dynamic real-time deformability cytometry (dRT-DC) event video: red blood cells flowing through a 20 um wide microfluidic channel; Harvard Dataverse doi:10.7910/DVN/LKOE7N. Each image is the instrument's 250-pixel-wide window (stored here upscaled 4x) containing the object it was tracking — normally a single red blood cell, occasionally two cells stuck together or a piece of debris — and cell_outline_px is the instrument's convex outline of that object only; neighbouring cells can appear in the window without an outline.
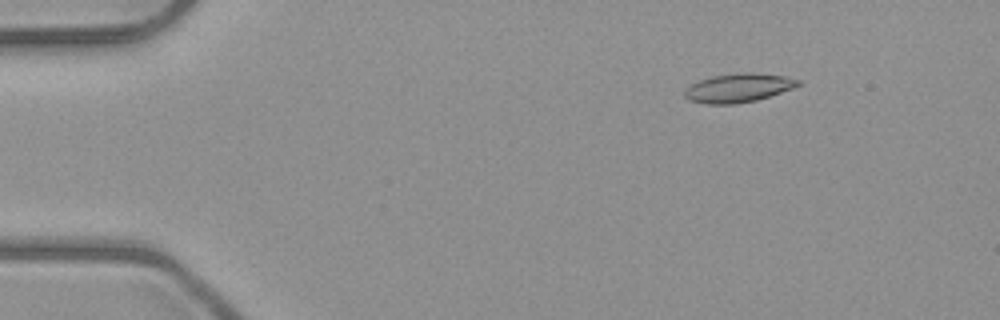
{"species": "common noctule bat (a hibernating species)", "species_latin": "Nyctalus noctula", "temperature_condition": "room temperature", "stored_images_in_passage": 4, "camera_frame_rate_fps": 3000, "um_per_image_px": 0.085, "animal": {"sex": "male", "body_mass_g": 23.1, "forearm_length_mm": 52.7}, "frame": {"image": 1, "passage_image": 4, "time_ms": 3.667, "image_size_px": [1000, 320], "cell_outline_px": [[800, 84], [792, 88], [756, 100], [736, 104], [708, 104], [688, 100], [684, 96], [684, 92], [692, 84], [700, 80], [712, 76], [744, 72], [752, 72], [784, 76], [800, 80]], "centroid_in_image_um": [62.74, 7.47], "position_along_channel_um": 22.3, "area_um2": 18.79}}